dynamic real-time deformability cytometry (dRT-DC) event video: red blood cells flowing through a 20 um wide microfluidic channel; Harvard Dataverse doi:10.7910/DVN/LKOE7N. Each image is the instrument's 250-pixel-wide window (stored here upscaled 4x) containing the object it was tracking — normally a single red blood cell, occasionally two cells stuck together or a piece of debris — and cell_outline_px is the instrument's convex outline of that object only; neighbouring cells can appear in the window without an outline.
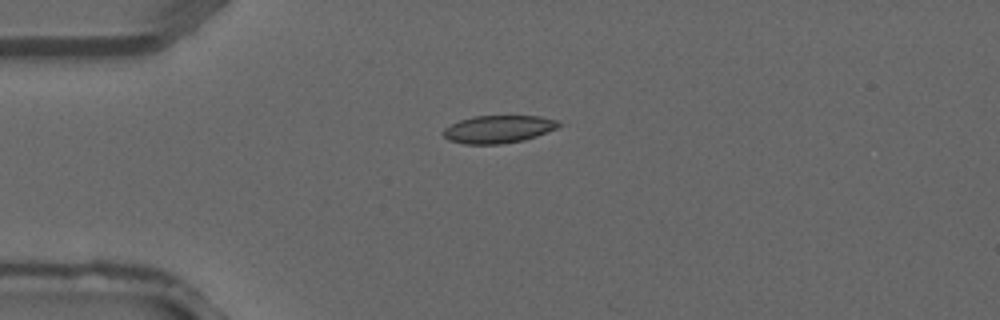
{"species": "common noctule bat (a hibernating species)", "species_latin": "Nyctalus noctula", "temperature_condition": "warm", "stored_images_in_passage": 2, "camera_frame_rate_fps": 3000, "um_per_image_px": 0.085, "animal": {"sex": "male", "forearm_length_mm": 52.5}, "frame": {"image": 1, "passage_image": 2, "time_ms": 0.333, "image_size_px": [1000, 320], "cell_outline_px": [[560, 124], [556, 128], [536, 136], [524, 140], [500, 144], [464, 144], [448, 140], [440, 132], [444, 128], [460, 120], [476, 116], [540, 116], [556, 120]], "centroid_in_image_um": [42.31, 10.99], "position_along_channel_um": 42.7, "area_um2": 18.5}}